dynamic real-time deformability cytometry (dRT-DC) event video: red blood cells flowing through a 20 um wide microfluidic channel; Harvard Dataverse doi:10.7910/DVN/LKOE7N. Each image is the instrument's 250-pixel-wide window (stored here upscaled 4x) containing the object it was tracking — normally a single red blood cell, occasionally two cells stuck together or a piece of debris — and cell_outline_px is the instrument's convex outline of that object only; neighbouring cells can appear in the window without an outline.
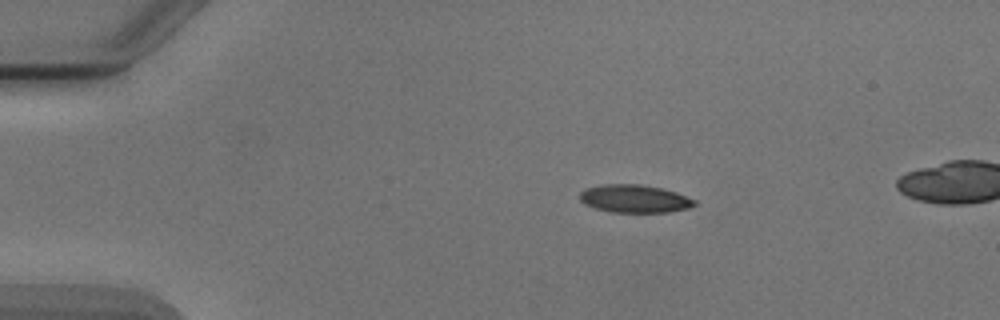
{"species": "Egyptian fruit bat (a non-hibernating species)", "species_latin": "Rousettus aegyptiacus", "temperature_condition": "cold", "stored_images_in_passage": 6, "camera_frame_rate_fps": 3000, "um_per_image_px": 0.085, "animal": {"sex": "male"}, "frame": {"image": 1, "passage_image": 2, "time_ms": 1.333, "image_size_px": [1000, 320], "cell_outline_px": [[696, 204], [688, 208], [668, 212], [612, 212], [596, 208], [584, 204], [580, 200], [580, 192], [584, 188], [604, 184], [640, 184], [660, 188], [676, 192], [696, 200]], "centroid_in_image_um": [53.91, 16.88], "position_along_channel_um": 31.1, "area_um2": 18.61}}
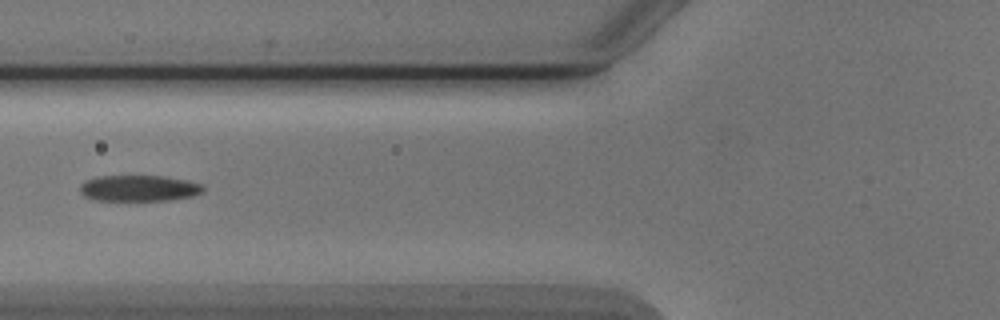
{"frame": {"image": 2, "passage_image": 5, "time_ms": 5.0, "image_size_px": [1000, 320], "cell_outline_px": [[204, 192], [192, 196], [168, 200], [96, 200], [84, 196], [80, 192], [80, 184], [84, 180], [96, 176], [164, 176], [188, 180], [200, 184], [204, 188]], "centroid_in_image_um": [11.79, 15.99], "position_along_channel_um": 114.0, "area_um2": 18.79}}
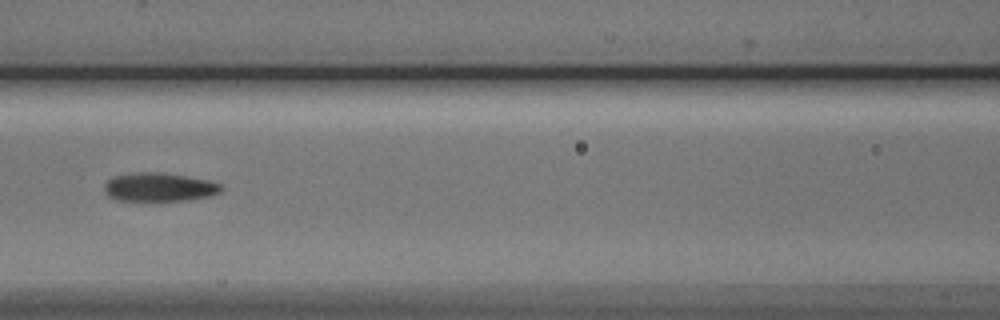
{"frame": {"image": 3, "passage_image": 6, "time_ms": 6.0, "image_size_px": [1000, 320], "cell_outline_px": [[224, 188], [220, 192], [212, 196], [188, 200], [116, 200], [108, 196], [104, 192], [104, 184], [108, 180], [116, 176], [140, 172], [156, 172], [184, 176], [208, 180], [220, 184]], "centroid_in_image_um": [13.54, 15.91], "position_along_channel_um": 153.1, "area_um2": 19.31}}